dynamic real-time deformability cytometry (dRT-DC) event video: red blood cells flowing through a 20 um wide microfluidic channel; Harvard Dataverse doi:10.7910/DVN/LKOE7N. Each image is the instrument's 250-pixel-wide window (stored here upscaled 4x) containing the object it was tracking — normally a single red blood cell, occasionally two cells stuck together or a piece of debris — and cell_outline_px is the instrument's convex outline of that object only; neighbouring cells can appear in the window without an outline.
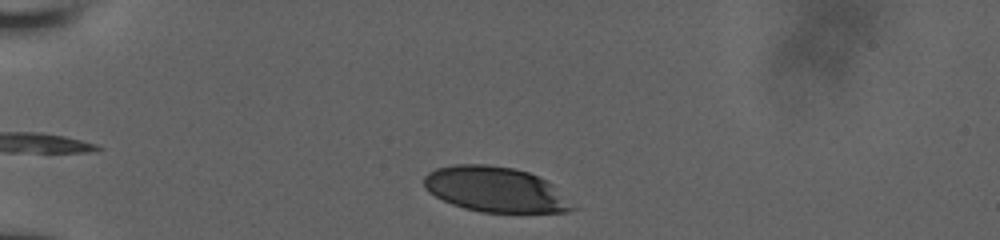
{"species": "human", "species_latin": "Homo sapiens", "temperature_condition": "room temperature", "stored_images_in_passage": 36, "segment_of_instrument_passage": [1, 2], "camera_frame_rate_fps": 3000, "um_per_image_px": 0.085, "donor": {"sex": "male"}, "frame": {"image": 1, "passage_image": 3, "time_ms": 0.667, "image_size_px": [1000, 240], "cell_outline_px": [[580, 208], [568, 212], [480, 212], [464, 208], [452, 204], [428, 192], [424, 188], [424, 176], [428, 172], [436, 168], [456, 164], [488, 164], [516, 168], [528, 172], [552, 184]], "centroid_in_image_um": [42.13, 16.11], "position_along_channel_um": 42.9, "area_um2": 39.36}}
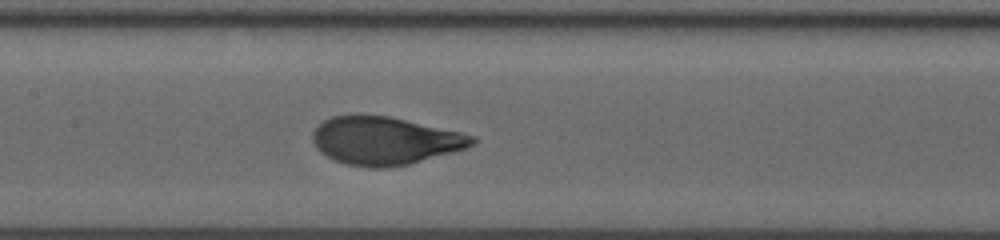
{"frame": {"image": 2, "passage_image": 17, "time_ms": 5.333, "image_size_px": [1000, 240], "cell_outline_px": [[480, 140], [464, 148], [452, 152], [408, 164], [388, 168], [368, 168], [348, 164], [336, 160], [320, 152], [316, 148], [312, 140], [312, 132], [316, 124], [332, 116], [388, 116], [460, 132], [476, 136]], "centroid_in_image_um": [32.69, 11.97], "position_along_channel_um": 174.7, "area_um2": 44.22}}
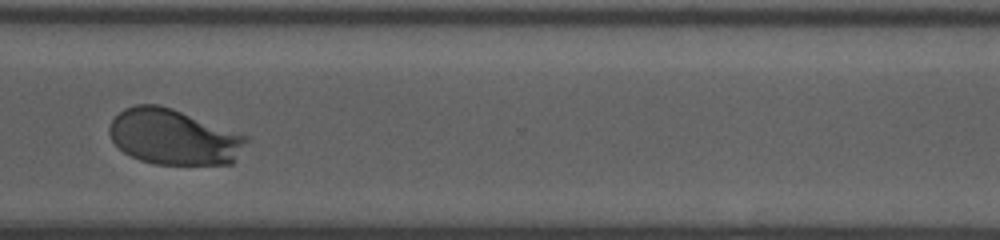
{"frame": {"image": 3, "passage_image": 31, "time_ms": 10.0, "image_size_px": [1000, 240], "cell_outline_px": [[248, 140], [232, 164], [156, 164], [140, 160], [124, 152], [112, 140], [108, 132], [108, 128], [112, 120], [124, 108], [136, 104], [160, 104], [172, 108], [248, 136]], "centroid_in_image_um": [14.75, 11.63], "position_along_channel_um": 355.9, "area_um2": 44.1}}